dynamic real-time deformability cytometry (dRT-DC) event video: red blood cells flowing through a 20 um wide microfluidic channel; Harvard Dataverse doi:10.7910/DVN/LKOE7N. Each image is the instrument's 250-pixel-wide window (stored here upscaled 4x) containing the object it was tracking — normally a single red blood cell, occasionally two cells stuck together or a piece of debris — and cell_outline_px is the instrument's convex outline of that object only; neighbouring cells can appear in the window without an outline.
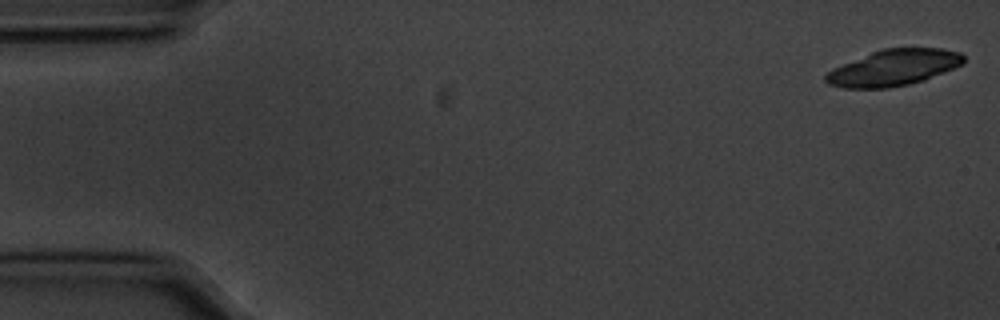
{"species": "common noctule bat (a hibernating species)", "species_latin": "Nyctalus noctula", "temperature_condition": "cold", "stored_images_in_passage": 19, "camera_frame_rate_fps": 3000, "um_per_image_px": 0.085, "animal": {"sex": "male", "body_mass_g": 20.1, "forearm_length_mm": 53.5}, "frame": {"image": 1, "passage_image": 1, "time_ms": 0.0, "image_size_px": [1000, 320], "cell_outline_px": [[964, 64], [924, 80], [908, 84], [888, 88], [844, 88], [828, 84], [824, 80], [824, 76], [832, 68], [872, 52], [884, 48], [940, 48], [960, 52], [964, 56]], "centroid_in_image_um": [75.96, 5.75], "position_along_channel_um": 9.0, "area_um2": 28.96}}